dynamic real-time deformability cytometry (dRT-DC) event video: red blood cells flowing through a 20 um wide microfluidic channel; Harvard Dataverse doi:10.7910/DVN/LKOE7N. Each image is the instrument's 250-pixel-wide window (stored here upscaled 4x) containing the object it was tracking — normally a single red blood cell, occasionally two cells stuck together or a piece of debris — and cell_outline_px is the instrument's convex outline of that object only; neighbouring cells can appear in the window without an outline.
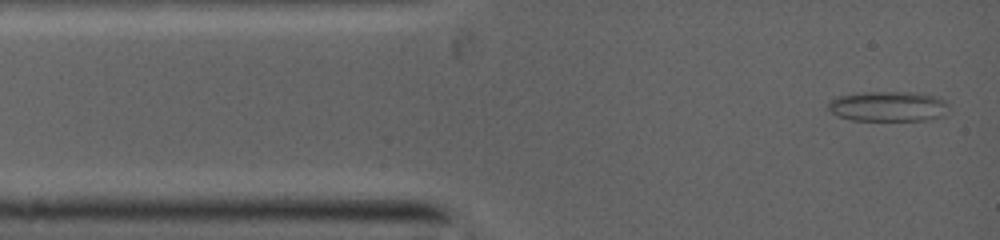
{"species": "common noctule bat (a hibernating species)", "species_latin": "Nyctalus noctula", "temperature_condition": "warm", "stored_images_in_passage": 20, "camera_frame_rate_fps": 5000, "um_per_image_px": 0.085, "animal": {"sex": "female", "body_mass_g": 19.0, "forearm_length_mm": 53.3}, "frame": {"image": 1, "passage_image": 1, "time_ms": 0.0, "image_size_px": [1000, 240], "cell_outline_px": [[948, 104], [944, 116], [924, 120], [852, 120], [840, 116], [832, 112], [828, 108], [828, 104], [836, 96], [864, 92], [916, 92], [936, 96], [944, 100]], "centroid_in_image_um": [75.51, 9.03], "position_along_channel_um": 9.5, "area_um2": 21.1}}
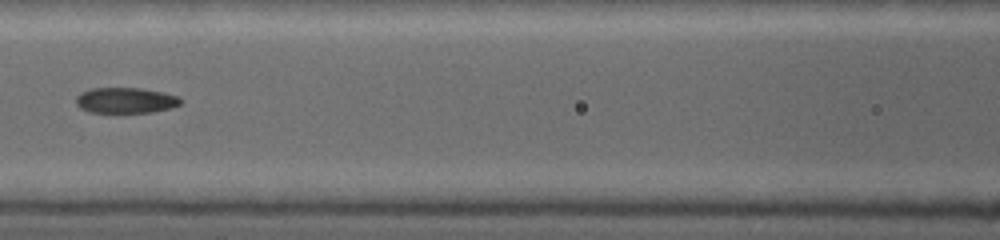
{"frame": {"image": 2, "passage_image": 12, "time_ms": 4.4, "image_size_px": [1000, 240], "cell_outline_px": [[180, 104], [168, 108], [148, 112], [92, 112], [80, 108], [76, 104], [76, 96], [80, 92], [92, 88], [140, 88], [160, 92], [176, 96], [180, 100]], "centroid_in_image_um": [10.59, 8.52], "position_along_channel_um": 156.0, "area_um2": 15.26}}
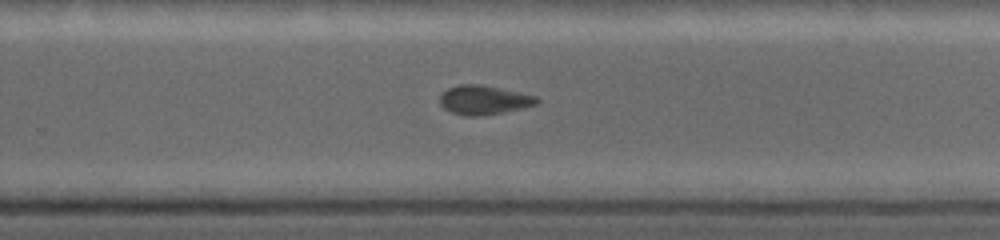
{"frame": {"image": 3, "passage_image": 20, "time_ms": 7.4, "image_size_px": [1000, 240], "cell_outline_px": [[540, 100], [536, 104], [504, 112], [472, 116], [468, 116], [452, 112], [444, 108], [440, 104], [440, 96], [448, 88], [460, 84], [476, 84], [536, 96]], "centroid_in_image_um": [41.09, 8.5], "position_along_channel_um": 288.7, "area_um2": 15.9}}